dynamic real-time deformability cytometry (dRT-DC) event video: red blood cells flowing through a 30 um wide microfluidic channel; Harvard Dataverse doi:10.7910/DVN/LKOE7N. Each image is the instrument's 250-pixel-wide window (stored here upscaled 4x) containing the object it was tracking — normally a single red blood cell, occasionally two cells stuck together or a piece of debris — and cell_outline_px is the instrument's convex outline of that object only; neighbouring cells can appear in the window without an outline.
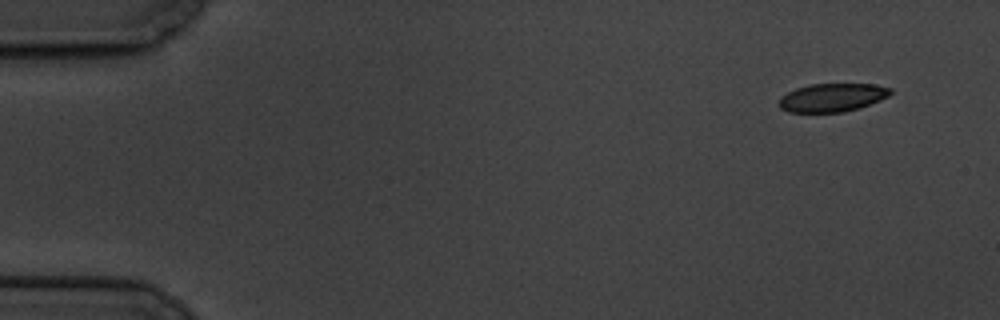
{"species": "common noctule bat (a hibernating species)", "species_latin": "Nyctalus noctula", "temperature_condition": "cold", "stored_images_in_passage": 3, "segment_of_instrument_passage": [2, 2], "camera_frame_rate_fps": 3000, "um_per_image_px": 0.085, "animal": {"sex": "male", "body_mass_g": 19.5, "forearm_length_mm": 54.6}, "frame": {"image": 1, "passage_image": 3, "time_ms": 3.333, "image_size_px": [1000, 320], "cell_outline_px": [[892, 92], [888, 96], [880, 100], [860, 108], [844, 112], [788, 112], [780, 108], [780, 96], [796, 88], [808, 84], [872, 84], [892, 88]], "centroid_in_image_um": [70.74, 8.29], "position_along_channel_um": 14.3, "area_um2": 18.44}}